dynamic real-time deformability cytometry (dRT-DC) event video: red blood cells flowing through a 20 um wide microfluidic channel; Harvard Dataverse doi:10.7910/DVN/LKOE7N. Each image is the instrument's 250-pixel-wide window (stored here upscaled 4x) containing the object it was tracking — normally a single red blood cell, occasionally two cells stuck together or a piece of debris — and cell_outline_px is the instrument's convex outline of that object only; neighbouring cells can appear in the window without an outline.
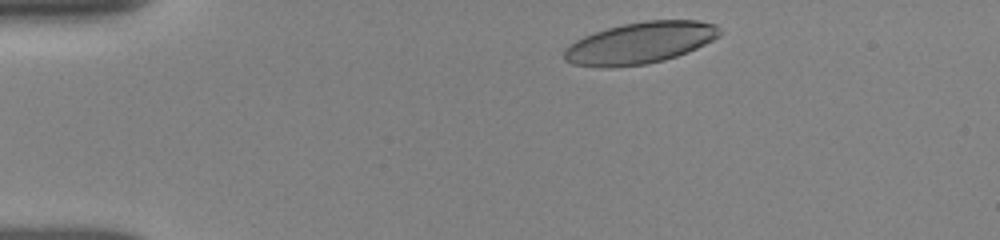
{"species": "human", "species_latin": "Homo sapiens", "temperature_condition": "room temperature", "stored_images_in_passage": 5, "camera_frame_rate_fps": 3000, "um_per_image_px": 0.085, "donor": {"sex": "female"}, "frame": {"image": 1, "passage_image": 1, "time_ms": 0.0, "image_size_px": [1000, 240], "cell_outline_px": [[724, 32], [720, 36], [696, 48], [676, 56], [664, 60], [644, 64], [608, 68], [600, 68], [572, 64], [564, 60], [564, 48], [576, 40], [584, 36], [608, 28], [624, 24], [644, 20], [700, 20], [716, 24]], "centroid_in_image_um": [54.41, 3.65], "position_along_channel_um": 30.6, "area_um2": 37.8}}
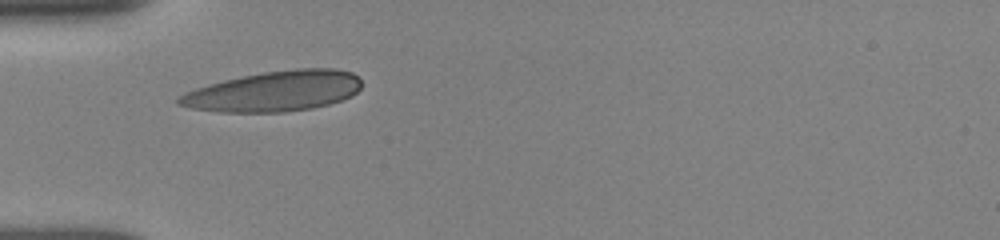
{"frame": {"image": 2, "passage_image": 4, "time_ms": 2.333, "image_size_px": [1000, 240], "cell_outline_px": [[360, 88], [352, 96], [328, 104], [312, 108], [284, 112], [220, 112], [188, 108], [176, 104], [176, 100], [184, 92], [208, 84], [224, 80], [264, 72], [296, 68], [336, 68], [352, 72], [360, 76]], "centroid_in_image_um": [23.3, 7.75], "position_along_channel_um": 61.7, "area_um2": 43.12}}
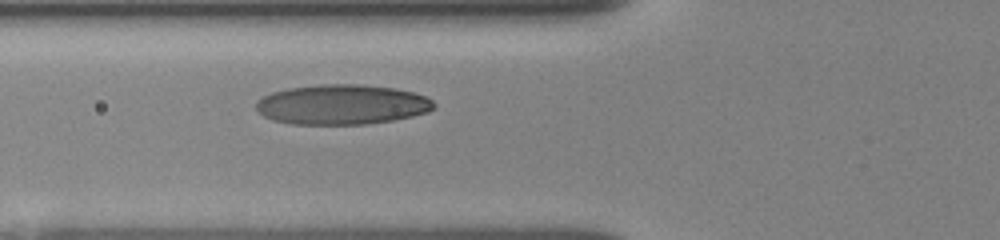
{"frame": {"image": 3, "passage_image": 5, "time_ms": 3.333, "image_size_px": [1000, 240], "cell_outline_px": [[436, 104], [428, 112], [412, 116], [392, 120], [364, 124], [292, 124], [272, 120], [264, 116], [256, 108], [256, 100], [272, 92], [288, 88], [320, 84], [360, 84], [392, 88], [412, 92], [424, 96], [432, 100]], "centroid_in_image_um": [29.04, 8.88], "position_along_channel_um": 96.8, "area_um2": 41.27}}